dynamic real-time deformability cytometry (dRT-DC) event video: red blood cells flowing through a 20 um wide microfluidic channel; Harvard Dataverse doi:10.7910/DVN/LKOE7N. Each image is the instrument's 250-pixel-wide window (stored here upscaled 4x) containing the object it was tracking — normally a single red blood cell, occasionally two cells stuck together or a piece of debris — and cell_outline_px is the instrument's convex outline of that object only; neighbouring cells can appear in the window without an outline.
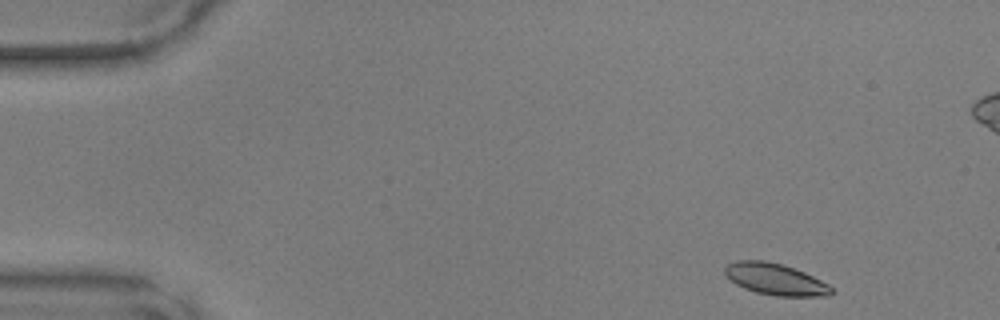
{"species": "common noctule bat (a hibernating species)", "species_latin": "Nyctalus noctula", "temperature_condition": "warm", "stored_images_in_passage": 47, "camera_frame_rate_fps": 3000, "um_per_image_px": 0.085, "animal": {"sex": "male", "body_mass_g": 17.9, "forearm_length_mm": 54.2}, "frame": {"image": 1, "passage_image": 2, "time_ms": 0.333, "image_size_px": [1000, 320], "cell_outline_px": [[836, 292], [828, 296], [776, 296], [756, 292], [744, 288], [736, 284], [724, 272], [724, 268], [728, 264], [736, 260], [764, 260], [780, 264], [804, 272], [828, 284]], "centroid_in_image_um": [65.92, 23.74], "position_along_channel_um": 19.1, "area_um2": 19.42}}
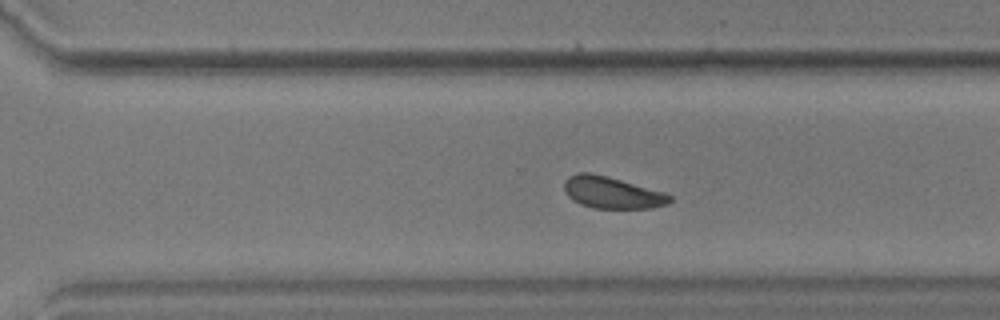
{"frame": {"image": 2, "passage_image": 31, "time_ms": 10.0, "image_size_px": [1000, 320], "cell_outline_px": [[672, 200], [668, 204], [652, 208], [592, 208], [580, 204], [572, 200], [568, 196], [564, 188], [564, 180], [568, 176], [580, 172], [588, 172], [608, 176], [664, 192], [672, 196]], "centroid_in_image_um": [52.01, 16.37], "position_along_channel_um": 318.6, "area_um2": 19.65}}
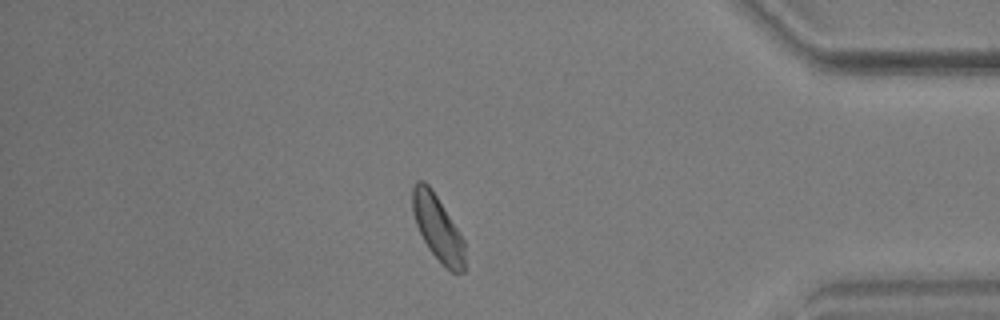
{"frame": {"image": 3, "passage_image": 39, "time_ms": 12.667, "image_size_px": [1000, 320], "cell_outline_px": [[464, 272], [452, 272], [428, 248], [416, 224], [412, 212], [412, 188], [416, 180], [424, 180], [432, 188], [460, 232], [464, 240]], "centroid_in_image_um": [37.19, 19.3], "position_along_channel_um": 398.0, "area_um2": 19.77}}